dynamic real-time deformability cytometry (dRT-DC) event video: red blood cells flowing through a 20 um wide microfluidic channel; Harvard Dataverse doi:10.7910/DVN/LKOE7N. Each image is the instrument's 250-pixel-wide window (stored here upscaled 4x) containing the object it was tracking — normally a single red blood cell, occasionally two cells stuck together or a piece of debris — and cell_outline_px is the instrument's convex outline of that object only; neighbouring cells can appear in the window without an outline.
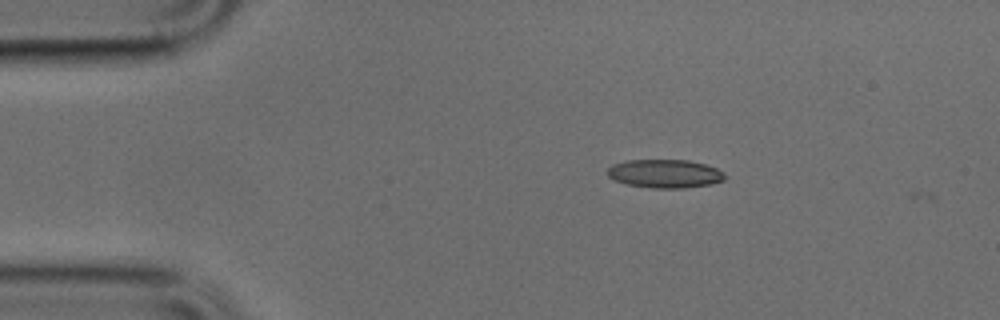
{"species": "common noctule bat (a hibernating species)", "species_latin": "Nyctalus noctula", "temperature_condition": "cold", "stored_images_in_passage": 3, "camera_frame_rate_fps": 3000, "um_per_image_px": 0.085, "animal": {"sex": "male", "body_mass_g": 17.9, "forearm_length_mm": 54.2}, "frame": {"image": 1, "passage_image": 2, "time_ms": 0.333, "image_size_px": [1000, 320], "cell_outline_px": [[724, 180], [712, 184], [684, 188], [652, 188], [628, 184], [616, 180], [608, 176], [608, 168], [612, 164], [628, 160], [688, 160], [704, 164], [716, 168], [724, 172]], "centroid_in_image_um": [56.53, 14.76], "position_along_channel_um": 28.5, "area_um2": 19.36}}